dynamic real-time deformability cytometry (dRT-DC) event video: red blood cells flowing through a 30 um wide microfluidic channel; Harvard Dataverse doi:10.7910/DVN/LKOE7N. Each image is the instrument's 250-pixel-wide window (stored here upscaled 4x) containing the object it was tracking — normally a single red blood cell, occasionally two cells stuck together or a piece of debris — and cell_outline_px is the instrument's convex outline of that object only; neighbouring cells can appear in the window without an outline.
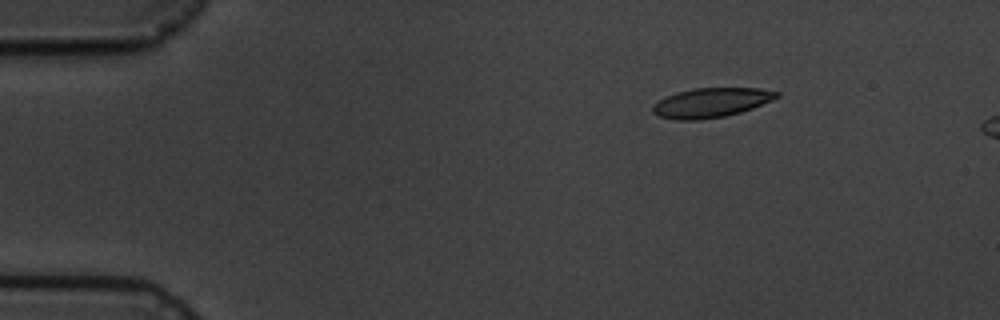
{"species": "common noctule bat (a hibernating species)", "species_latin": "Nyctalus noctula", "temperature_condition": "cold", "stored_images_in_passage": 3, "camera_frame_rate_fps": 3000, "um_per_image_px": 0.085, "animal": {"sex": "male", "body_mass_g": 19.5, "forearm_length_mm": 54.6}, "frame": {"image": 1, "passage_image": 1, "time_ms": 0.0, "image_size_px": [1000, 320], "cell_outline_px": [[780, 96], [772, 100], [752, 108], [740, 112], [724, 116], [700, 120], [676, 120], [660, 116], [652, 112], [652, 104], [676, 92], [692, 88], [760, 88], [780, 92]], "centroid_in_image_um": [60.44, 8.72], "position_along_channel_um": 24.6, "area_um2": 21.27}}